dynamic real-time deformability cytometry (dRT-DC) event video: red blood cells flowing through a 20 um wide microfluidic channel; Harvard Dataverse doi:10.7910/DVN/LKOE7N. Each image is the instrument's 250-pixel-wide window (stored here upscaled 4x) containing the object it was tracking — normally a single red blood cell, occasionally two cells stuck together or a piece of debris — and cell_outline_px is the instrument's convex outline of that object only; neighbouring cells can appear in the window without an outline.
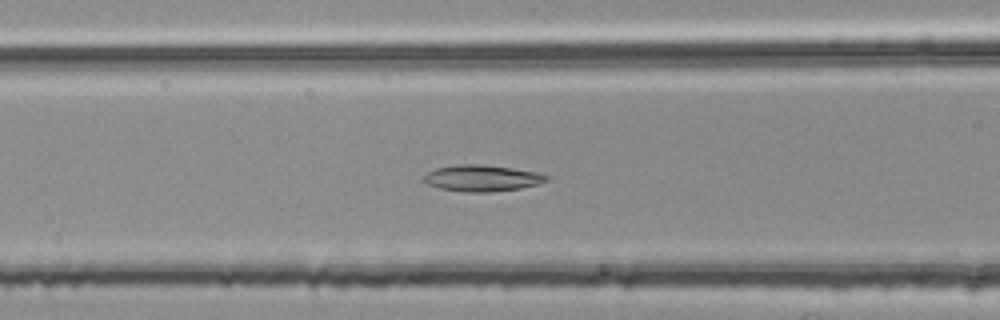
{"species": "common noctule bat (a hibernating species)", "species_latin": "Nyctalus noctula", "temperature_condition": "room temperature", "stored_images_in_passage": 52, "camera_frame_rate_fps": 3000, "um_per_image_px": 0.085, "animal": {"sex": "female", "body_mass_g": 25.1}, "frame": {"image": 1, "passage_image": 21, "time_ms": 6.667, "image_size_px": [1000, 320], "cell_outline_px": [[548, 180], [536, 184], [520, 188], [488, 192], [464, 192], [440, 188], [428, 184], [420, 180], [428, 172], [436, 168], [460, 164], [480, 164], [512, 168], [536, 172], [548, 176]], "centroid_in_image_um": [40.92, 15.14], "position_along_channel_um": 125.7, "area_um2": 18.67}}
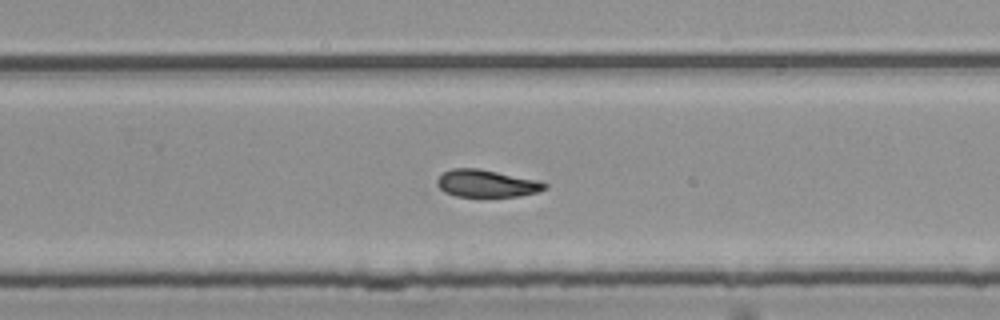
{"frame": {"image": 2, "passage_image": 34, "time_ms": 11.0, "image_size_px": [1000, 320], "cell_outline_px": [[548, 188], [540, 192], [520, 196], [456, 196], [444, 192], [436, 184], [436, 180], [444, 172], [452, 168], [480, 168], [540, 180], [548, 184]], "centroid_in_image_um": [41.41, 15.58], "position_along_channel_um": 288.4, "area_um2": 17.4}}
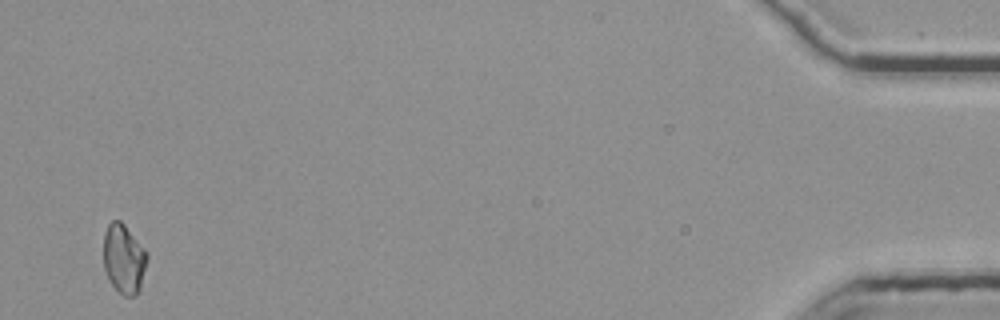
{"frame": {"image": 3, "passage_image": 52, "time_ms": 17.0, "image_size_px": [1000, 320], "cell_outline_px": [[148, 260], [140, 288], [136, 296], [124, 296], [108, 280], [104, 268], [104, 232], [108, 224], [112, 220], [120, 220], [124, 224], [148, 252]], "centroid_in_image_um": [10.54, 21.99], "position_along_channel_um": 424.7, "area_um2": 17.74}}